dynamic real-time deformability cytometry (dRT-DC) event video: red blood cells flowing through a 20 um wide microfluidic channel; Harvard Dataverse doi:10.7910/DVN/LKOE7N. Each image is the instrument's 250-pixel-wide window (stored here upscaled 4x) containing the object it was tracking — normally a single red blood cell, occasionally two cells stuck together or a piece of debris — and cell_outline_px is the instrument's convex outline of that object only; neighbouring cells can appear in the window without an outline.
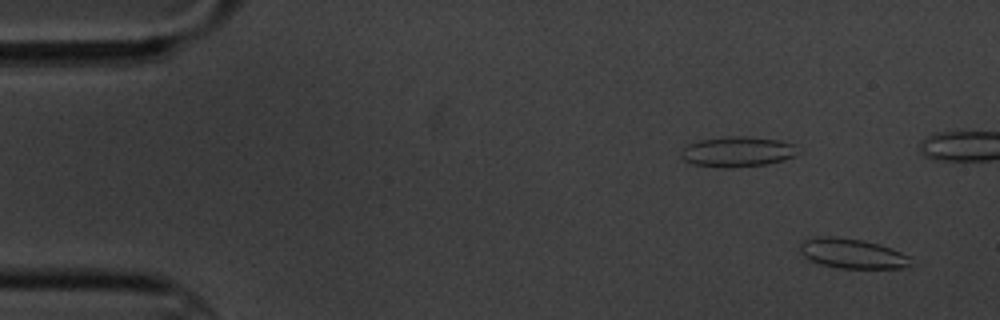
{"species": "common noctule bat (a hibernating species)", "species_latin": "Nyctalus noctula", "temperature_condition": "cold", "stored_images_in_passage": 5, "camera_frame_rate_fps": 3000, "um_per_image_px": 0.085, "animal": {"sex": "male", "body_mass_g": 20.1, "forearm_length_mm": 53.5}, "frame": {"image": 1, "passage_image": 5, "time_ms": 5.667, "image_size_px": [1000, 320], "cell_outline_px": [[908, 264], [904, 268], [840, 268], [820, 264], [808, 260], [800, 252], [800, 244], [804, 240], [816, 236], [832, 236], [864, 240], [880, 244], [900, 252], [908, 256]], "centroid_in_image_um": [72.36, 21.54], "position_along_channel_um": 12.6, "area_um2": 19.13}}